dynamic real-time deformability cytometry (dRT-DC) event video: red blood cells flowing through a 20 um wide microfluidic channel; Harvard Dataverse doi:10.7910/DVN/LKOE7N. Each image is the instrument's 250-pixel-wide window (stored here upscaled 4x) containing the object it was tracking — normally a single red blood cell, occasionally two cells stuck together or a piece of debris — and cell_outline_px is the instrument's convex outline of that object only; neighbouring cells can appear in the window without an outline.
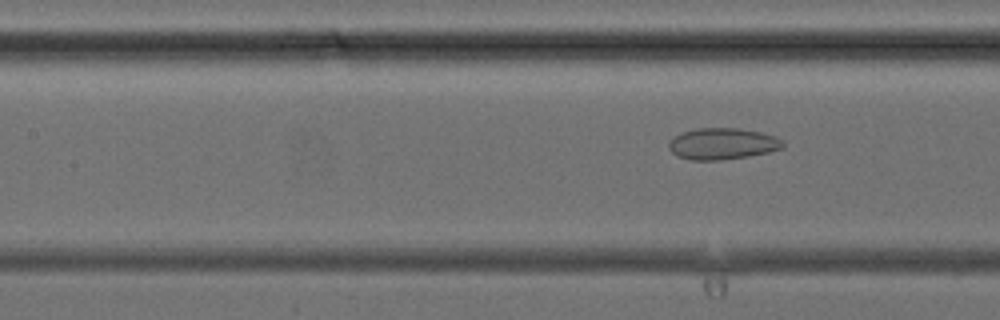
{"species": "common noctule bat (a hibernating species)", "species_latin": "Nyctalus noctula", "temperature_condition": "cold", "stored_images_in_passage": 5, "camera_frame_rate_fps": 3000, "um_per_image_px": 0.085, "animal": {"sex": "female", "body_mass_g": 24.6, "forearm_length_mm": 56.2}, "frame": {"image": 1, "passage_image": 5, "time_ms": 6.0, "image_size_px": [1000, 320], "cell_outline_px": [[784, 148], [768, 152], [748, 156], [720, 160], [692, 160], [676, 156], [668, 148], [668, 140], [680, 132], [696, 128], [736, 128], [760, 132], [776, 136], [784, 140]], "centroid_in_image_um": [61.39, 12.21], "position_along_channel_um": 146.0, "area_um2": 21.15}}